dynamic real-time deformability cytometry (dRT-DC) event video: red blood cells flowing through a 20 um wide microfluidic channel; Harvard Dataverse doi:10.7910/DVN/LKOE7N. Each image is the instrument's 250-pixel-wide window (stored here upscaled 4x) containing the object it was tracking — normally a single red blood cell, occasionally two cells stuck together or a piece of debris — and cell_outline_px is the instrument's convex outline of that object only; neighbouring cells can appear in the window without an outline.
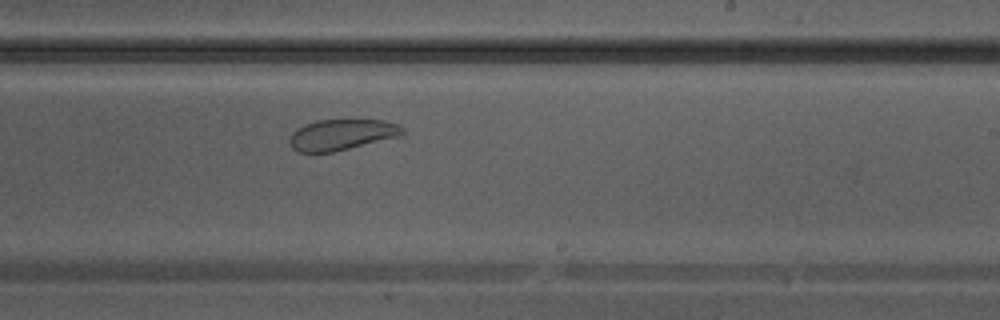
{"species": "Egyptian fruit bat (a non-hibernating species)", "species_latin": "Rousettus aegyptiacus", "temperature_condition": "warm", "stored_images_in_passage": 32, "camera_frame_rate_fps": 3000, "um_per_image_px": 0.085, "animal": {"sex": "male"}, "frame": {"image": 1, "passage_image": 18, "time_ms": 5.667, "image_size_px": [1000, 320], "cell_outline_px": [[404, 132], [400, 136], [332, 152], [296, 152], [292, 148], [288, 140], [292, 132], [296, 128], [304, 124], [316, 120], [384, 120], [396, 124], [404, 128]], "centroid_in_image_um": [28.99, 11.44], "position_along_channel_um": 260.0, "area_um2": 20.29}}